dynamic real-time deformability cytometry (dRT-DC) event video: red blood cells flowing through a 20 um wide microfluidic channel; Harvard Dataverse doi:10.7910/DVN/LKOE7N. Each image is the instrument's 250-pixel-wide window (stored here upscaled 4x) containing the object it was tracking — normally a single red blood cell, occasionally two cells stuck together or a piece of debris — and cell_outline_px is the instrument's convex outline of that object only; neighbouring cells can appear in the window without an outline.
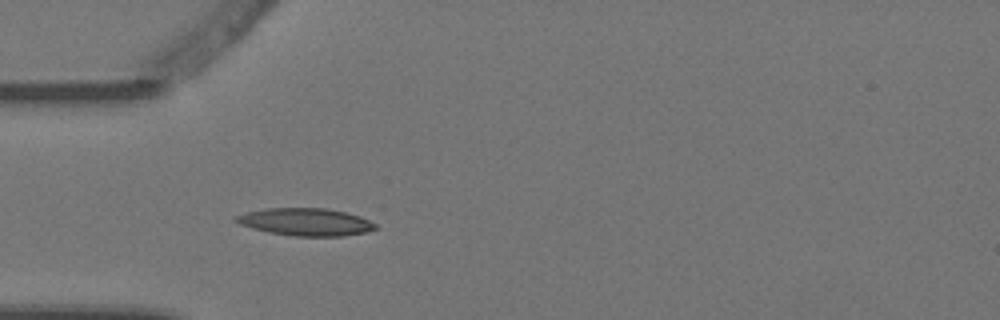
{"species": "Egyptian fruit bat (a non-hibernating species)", "species_latin": "Rousettus aegyptiacus", "temperature_condition": "warm", "stored_images_in_passage": 5, "camera_frame_rate_fps": 3000, "um_per_image_px": 0.085, "animal": {"sex": "female"}, "frame": {"image": 1, "passage_image": 5, "time_ms": 1.333, "image_size_px": [1000, 320], "cell_outline_px": [[376, 228], [368, 232], [344, 236], [292, 236], [268, 232], [252, 228], [240, 224], [232, 220], [236, 216], [244, 212], [264, 208], [324, 208], [344, 212], [360, 216], [376, 224]], "centroid_in_image_um": [25.95, 18.86], "position_along_channel_um": 59.1, "area_um2": 22.43}}